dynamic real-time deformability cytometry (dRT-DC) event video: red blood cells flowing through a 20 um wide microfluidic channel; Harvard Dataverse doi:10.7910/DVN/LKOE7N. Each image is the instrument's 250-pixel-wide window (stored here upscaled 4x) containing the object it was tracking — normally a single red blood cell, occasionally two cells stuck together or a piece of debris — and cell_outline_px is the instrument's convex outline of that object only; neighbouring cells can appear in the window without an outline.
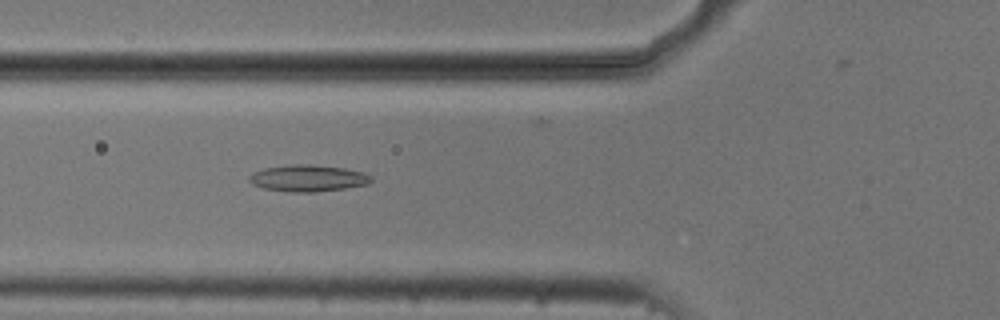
{"species": "common noctule bat (a hibernating species)", "species_latin": "Nyctalus noctula", "temperature_condition": "cold", "stored_images_in_passage": 33, "camera_frame_rate_fps": 3000, "um_per_image_px": 0.085, "animal": {"sex": "male", "body_mass_g": 20.5, "forearm_length_mm": 52.5}, "frame": {"image": 1, "passage_image": 20, "time_ms": 6.333, "image_size_px": [1000, 320], "cell_outline_px": [[372, 180], [368, 184], [344, 188], [316, 192], [288, 192], [264, 188], [252, 184], [248, 180], [248, 176], [252, 172], [264, 168], [288, 164], [312, 164], [344, 168], [364, 172], [372, 176]], "centroid_in_image_um": [26.15, 15.14], "position_along_channel_um": 99.6, "area_um2": 19.13}}
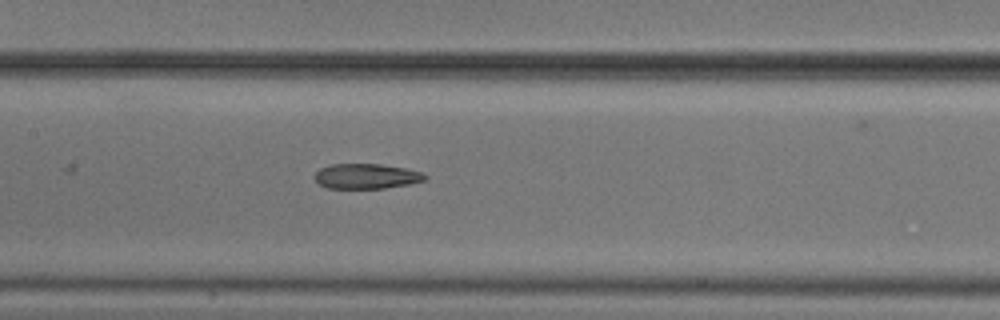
{"frame": {"image": 2, "passage_image": 26, "time_ms": 8.333, "image_size_px": [1000, 320], "cell_outline_px": [[428, 176], [424, 180], [408, 184], [384, 188], [328, 188], [320, 184], [312, 176], [320, 168], [332, 164], [380, 164], [408, 168], [424, 172]], "centroid_in_image_um": [31.16, 14.97], "position_along_channel_um": 176.2, "area_um2": 16.18}}
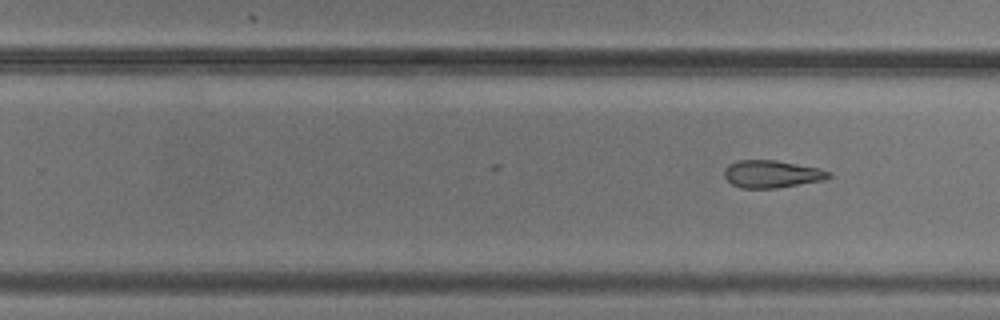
{"frame": {"image": 3, "passage_image": 33, "time_ms": 10.667, "image_size_px": [1000, 320], "cell_outline_px": [[832, 176], [824, 180], [776, 188], [740, 188], [732, 184], [724, 176], [724, 168], [728, 164], [736, 160], [776, 160], [820, 168], [832, 172]], "centroid_in_image_um": [65.6, 14.78], "position_along_channel_um": 264.2, "area_um2": 16.88}}